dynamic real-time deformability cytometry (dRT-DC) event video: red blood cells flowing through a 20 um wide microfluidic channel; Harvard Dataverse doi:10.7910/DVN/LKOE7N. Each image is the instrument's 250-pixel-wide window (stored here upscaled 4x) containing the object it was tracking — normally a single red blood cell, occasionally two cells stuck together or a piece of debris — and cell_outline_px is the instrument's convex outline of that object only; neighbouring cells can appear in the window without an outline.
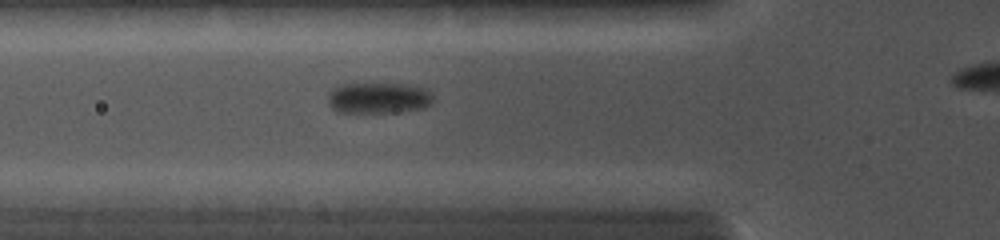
{"species": "common noctule bat (a hibernating species)", "species_latin": "Nyctalus noctula", "temperature_condition": "cold", "stored_images_in_passage": 22, "camera_frame_rate_fps": 5000, "um_per_image_px": 0.085, "animal": {"sex": "female", "body_mass_g": 19.0, "forearm_length_mm": 56.7}, "frame": {"image": 1, "passage_image": 5, "time_ms": 3.0, "image_size_px": [1000, 240], "cell_outline_px": [[432, 104], [424, 108], [396, 112], [336, 112], [328, 104], [328, 92], [332, 88], [344, 84], [412, 84], [428, 88], [432, 92]], "centroid_in_image_um": [32.2, 8.32], "position_along_channel_um": 93.6, "area_um2": 19.31}}
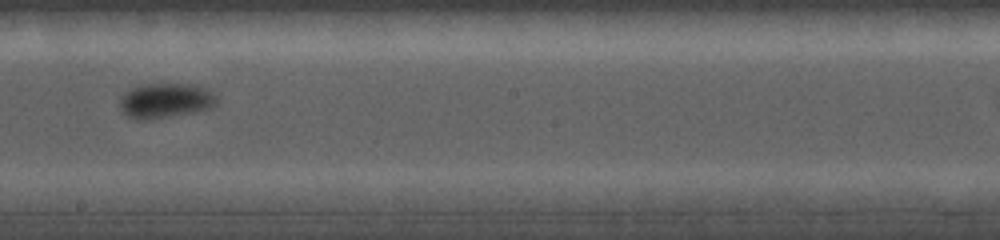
{"frame": {"image": 2, "passage_image": 12, "time_ms": 6.2, "image_size_px": [1000, 240], "cell_outline_px": [[216, 104], [208, 108], [196, 112], [152, 120], [136, 120], [128, 116], [120, 108], [120, 100], [124, 92], [132, 88], [144, 84], [192, 84], [204, 88], [216, 96]], "centroid_in_image_um": [14.03, 8.57], "position_along_channel_um": 234.2, "area_um2": 19.71}}
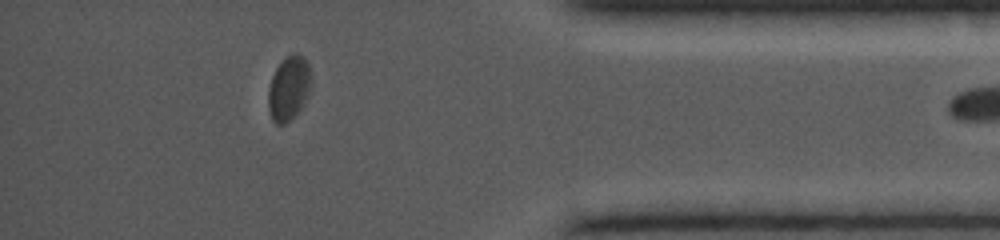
{"frame": {"image": 3, "passage_image": 21, "time_ms": 10.6, "image_size_px": [1000, 240], "cell_outline_px": [[312, 84], [304, 104], [284, 124], [276, 124], [272, 120], [268, 108], [268, 88], [272, 76], [276, 68], [288, 56], [296, 52], [304, 56], [308, 64], [312, 76]], "centroid_in_image_um": [24.56, 7.48], "position_along_channel_um": 410.6, "area_um2": 16.07}}